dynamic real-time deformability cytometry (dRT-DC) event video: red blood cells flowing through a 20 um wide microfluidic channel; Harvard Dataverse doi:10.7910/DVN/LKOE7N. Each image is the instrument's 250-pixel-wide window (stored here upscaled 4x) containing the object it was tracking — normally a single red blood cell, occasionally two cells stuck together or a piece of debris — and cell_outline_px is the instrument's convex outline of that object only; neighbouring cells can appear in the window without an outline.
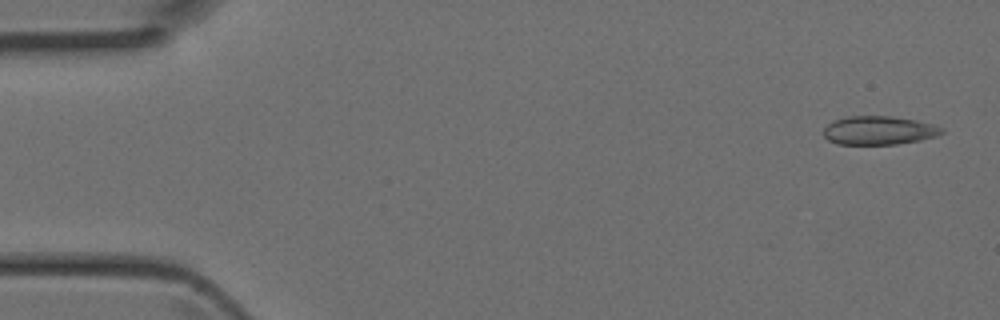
{"species": "Egyptian fruit bat (a non-hibernating species)", "species_latin": "Rousettus aegyptiacus", "temperature_condition": "room temperature", "stored_images_in_passage": 4, "camera_frame_rate_fps": 3000, "um_per_image_px": 0.085, "animal": {"sex": "female"}, "frame": {"image": 1, "passage_image": 1, "time_ms": 0.0, "image_size_px": [1000, 320], "cell_outline_px": [[944, 132], [936, 136], [920, 140], [896, 144], [836, 144], [828, 140], [824, 136], [824, 128], [832, 120], [844, 116], [892, 116], [916, 120], [932, 124], [944, 128]], "centroid_in_image_um": [74.68, 11.08], "position_along_channel_um": 10.3, "area_um2": 19.83}}
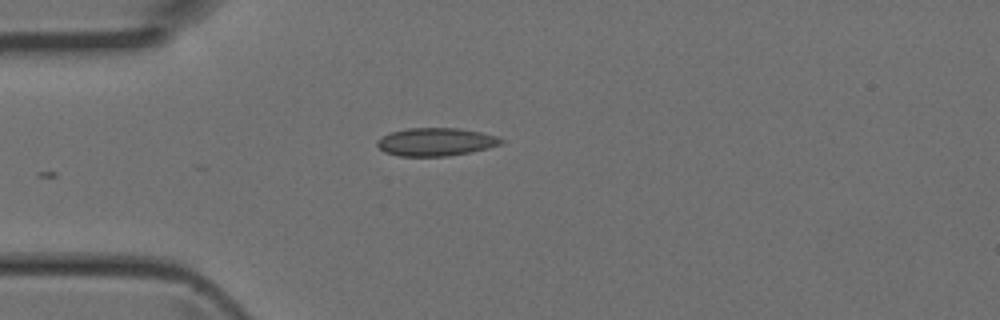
{"frame": {"image": 2, "passage_image": 4, "time_ms": 1.0, "image_size_px": [1000, 320], "cell_outline_px": [[504, 140], [500, 144], [488, 148], [448, 156], [400, 156], [384, 152], [376, 144], [376, 140], [392, 132], [408, 128], [460, 128], [480, 132], [496, 136]], "centroid_in_image_um": [37.03, 12.06], "position_along_channel_um": 48.0, "area_um2": 20.06}}